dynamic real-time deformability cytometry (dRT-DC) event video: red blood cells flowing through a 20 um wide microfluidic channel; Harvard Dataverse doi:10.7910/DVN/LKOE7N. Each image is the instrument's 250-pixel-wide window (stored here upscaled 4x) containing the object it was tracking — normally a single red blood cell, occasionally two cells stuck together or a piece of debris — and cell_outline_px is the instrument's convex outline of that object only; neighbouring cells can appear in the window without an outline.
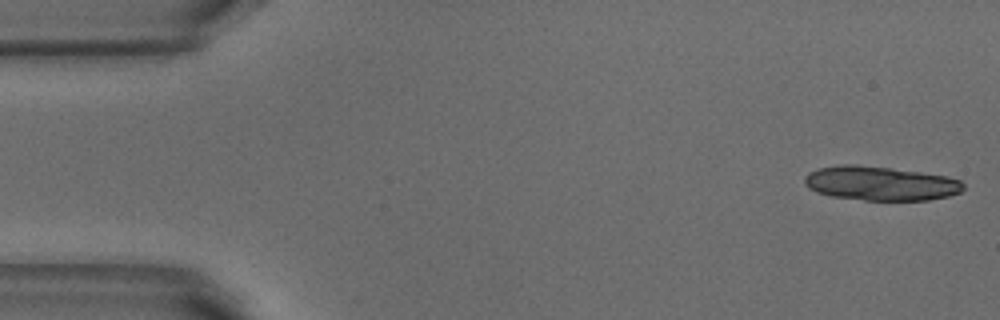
{"species": "common noctule bat (a hibernating species)", "species_latin": "Nyctalus noctula", "temperature_condition": "warm", "stored_images_in_passage": 52, "camera_frame_rate_fps": 3000, "um_per_image_px": 0.085, "animal": {"sex": "male", "body_mass_g": 18.8}, "frame": {"image": 1, "passage_image": 1, "time_ms": 0.0, "image_size_px": [1000, 320], "cell_outline_px": [[964, 188], [960, 192], [948, 196], [928, 200], [864, 200], [832, 196], [816, 192], [808, 188], [804, 184], [804, 176], [808, 172], [820, 168], [840, 164], [856, 164], [892, 168], [948, 176], [960, 180], [964, 184]], "centroid_in_image_um": [74.82, 15.58], "position_along_channel_um": 10.2, "area_um2": 31.79}}
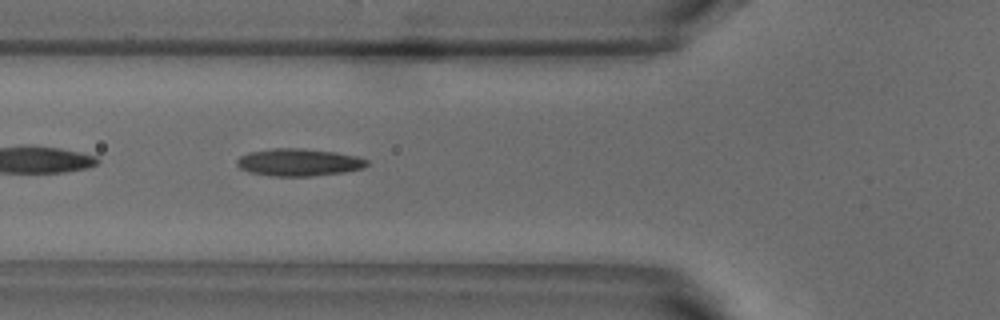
{"frame": {"image": 2, "passage_image": 18, "time_ms": 5.667, "image_size_px": [1000, 320], "cell_outline_px": [[368, 164], [364, 168], [344, 172], [308, 176], [272, 176], [248, 172], [240, 168], [236, 164], [236, 160], [240, 156], [248, 152], [276, 148], [300, 148], [332, 152], [356, 156], [368, 160]], "centroid_in_image_um": [25.36, 13.8], "position_along_channel_um": 100.4, "area_um2": 20.63}}
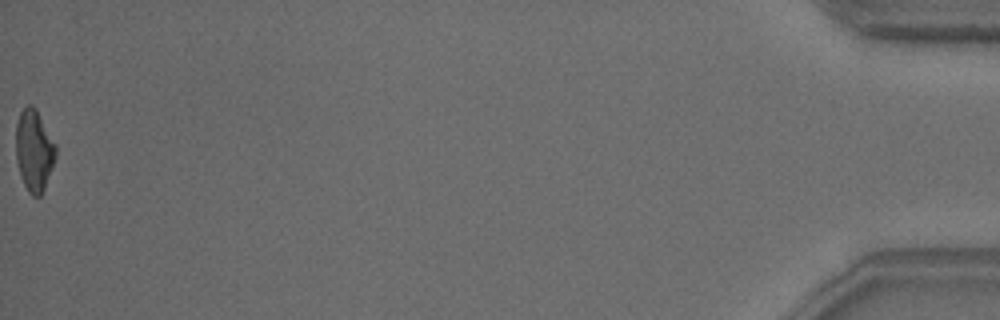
{"frame": {"image": 3, "passage_image": 52, "time_ms": 17.0, "image_size_px": [1000, 320], "cell_outline_px": [[56, 156], [52, 168], [44, 188], [40, 196], [32, 196], [28, 192], [20, 176], [16, 160], [16, 124], [20, 112], [28, 104], [32, 104], [36, 108], [56, 144]], "centroid_in_image_um": [2.89, 12.77], "position_along_channel_um": 432.3, "area_um2": 19.02}, "authors_computed_cell_mechanics": {"area_um2": 19.7965, "velocity_mm_per_s": 3.8362, "shape_relaxation_time_tau1_ms": 4.4604, "shape_relaxation_time_tau2_ms": 1.9927, "deformation_change_tau1": 0.1746, "deformation_change_tau2": 0.113}}